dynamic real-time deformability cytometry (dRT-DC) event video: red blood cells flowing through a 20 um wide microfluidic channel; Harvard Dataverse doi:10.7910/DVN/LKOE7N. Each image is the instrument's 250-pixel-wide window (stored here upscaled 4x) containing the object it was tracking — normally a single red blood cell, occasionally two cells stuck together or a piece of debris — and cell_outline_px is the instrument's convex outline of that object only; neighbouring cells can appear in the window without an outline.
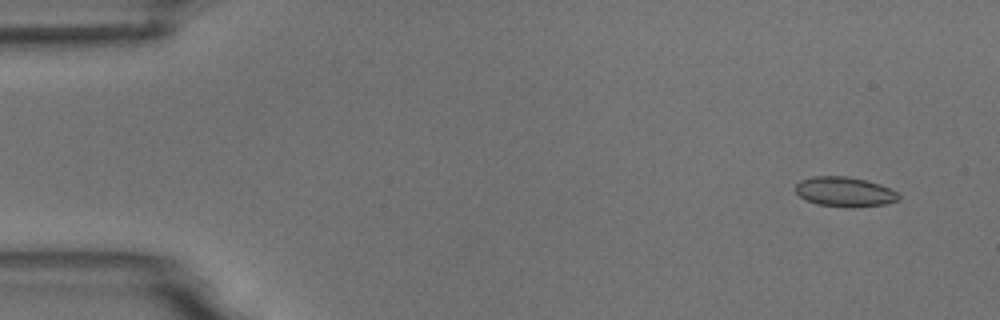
{"species": "common noctule bat (a hibernating species)", "species_latin": "Nyctalus noctula", "temperature_condition": "room temperature", "stored_images_in_passage": 4, "camera_frame_rate_fps": 3000, "um_per_image_px": 0.085, "animal": {"sex": "male", "body_mass_g": 18.8}, "frame": {"image": 1, "passage_image": 1, "time_ms": 0.0, "image_size_px": [1000, 320], "cell_outline_px": [[900, 196], [896, 200], [884, 204], [852, 208], [816, 204], [804, 200], [796, 192], [796, 184], [800, 180], [812, 176], [848, 176], [880, 184], [896, 192]], "centroid_in_image_um": [71.74, 16.3], "position_along_channel_um": 13.3, "area_um2": 17.86}}
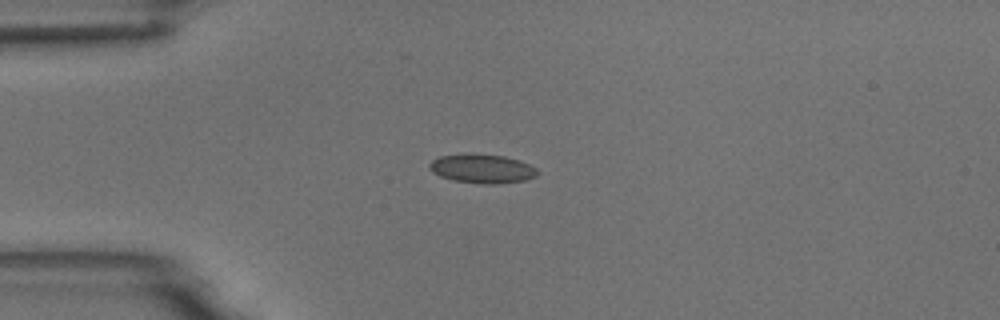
{"frame": {"image": 2, "passage_image": 4, "time_ms": 3.333, "image_size_px": [1000, 320], "cell_outline_px": [[540, 172], [536, 176], [524, 180], [496, 184], [484, 184], [452, 180], [440, 176], [432, 172], [428, 168], [428, 164], [432, 160], [440, 156], [504, 156], [520, 160], [536, 168]], "centroid_in_image_um": [41.0, 14.38], "position_along_channel_um": 44.0, "area_um2": 17.63}}